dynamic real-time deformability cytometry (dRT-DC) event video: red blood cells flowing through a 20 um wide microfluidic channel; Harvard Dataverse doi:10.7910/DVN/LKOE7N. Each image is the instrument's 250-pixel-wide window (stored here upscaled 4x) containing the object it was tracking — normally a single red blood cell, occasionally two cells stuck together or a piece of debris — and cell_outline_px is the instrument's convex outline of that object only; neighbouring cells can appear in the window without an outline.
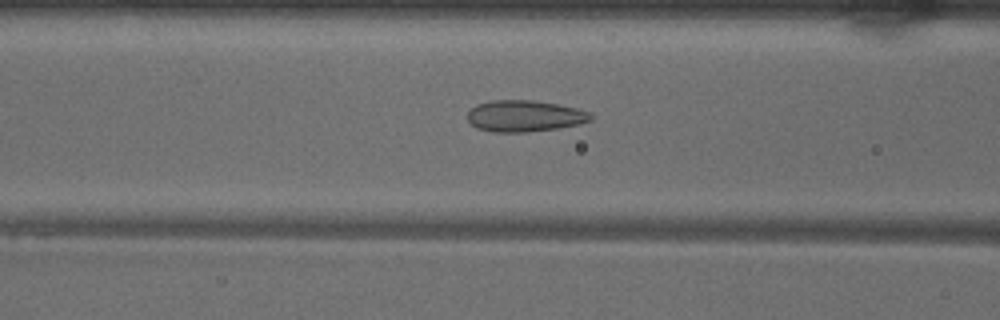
{"species": "common noctule bat (a hibernating species)", "species_latin": "Nyctalus noctula", "temperature_condition": "warm", "stored_images_in_passage": 49, "camera_frame_rate_fps": 3000, "um_per_image_px": 0.085, "animal": {"sex": "male", "body_mass_g": 18.8}, "frame": {"image": 1, "passage_image": 19, "time_ms": 6.0, "image_size_px": [1000, 320], "cell_outline_px": [[592, 120], [580, 124], [556, 128], [528, 132], [492, 132], [476, 128], [468, 120], [468, 112], [476, 104], [492, 100], [532, 100], [556, 104], [576, 108], [588, 112], [592, 116]], "centroid_in_image_um": [44.57, 9.86], "position_along_channel_um": 122.0, "area_um2": 22.48}}
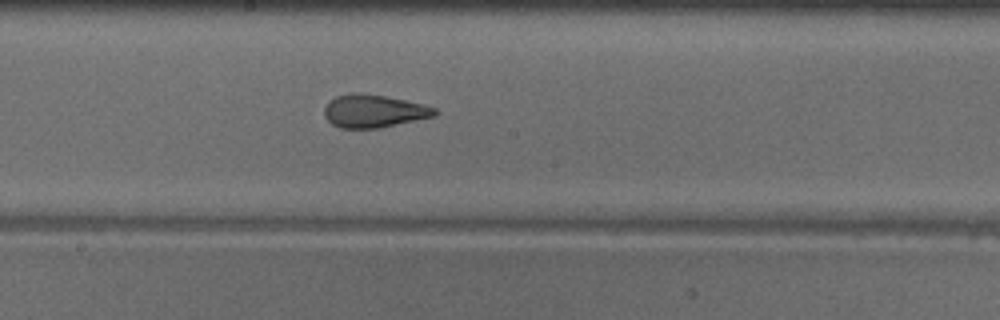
{"frame": {"image": 2, "passage_image": 26, "time_ms": 8.333, "image_size_px": [1000, 320], "cell_outline_px": [[440, 112], [436, 116], [380, 128], [340, 128], [332, 124], [324, 116], [324, 108], [328, 100], [336, 96], [352, 92], [360, 92], [384, 96], [424, 104], [436, 108]], "centroid_in_image_um": [31.77, 9.44], "position_along_channel_um": 216.4, "area_um2": 21.44}}
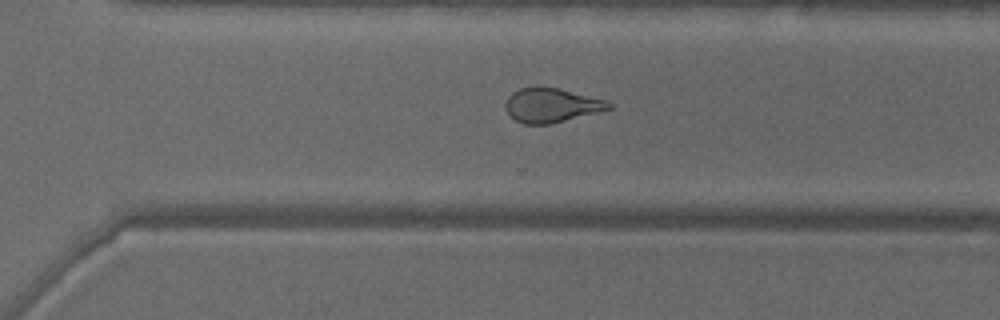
{"frame": {"image": 3, "passage_image": 34, "time_ms": 11.0, "image_size_px": [1000, 320], "cell_outline_px": [[612, 108], [548, 124], [524, 124], [516, 120], [508, 112], [504, 104], [508, 96], [512, 92], [520, 88], [536, 84], [540, 84], [560, 88], [608, 100], [612, 104]], "centroid_in_image_um": [46.85, 8.89], "position_along_channel_um": 323.8, "area_um2": 20.87}, "authors_computed_cell_mechanics": {"area_um2": 23.1778, "velocity_mm_per_s": 4.0349, "shape_relaxation_time_tau1_ms": null, "shape_relaxation_time_tau2_ms": 1.1326, "deformation_change_tau1": null, "deformation_change_tau2": 0.0947}}